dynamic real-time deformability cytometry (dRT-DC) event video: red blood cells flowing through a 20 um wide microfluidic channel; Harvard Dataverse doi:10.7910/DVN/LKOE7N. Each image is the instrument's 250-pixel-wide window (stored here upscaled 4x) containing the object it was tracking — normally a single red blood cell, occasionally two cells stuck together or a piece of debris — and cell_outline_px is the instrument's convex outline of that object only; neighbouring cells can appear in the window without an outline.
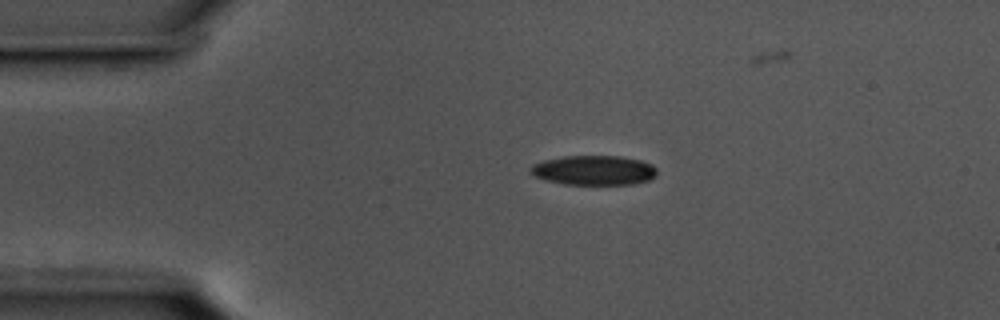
{"species": "common noctule bat (a hibernating species)", "species_latin": "Nyctalus noctula", "temperature_condition": "cold", "stored_images_in_passage": 2, "camera_frame_rate_fps": 3000, "um_per_image_px": 0.085, "animal": {"sex": "male", "body_mass_g": 17.5, "forearm_length_mm": 52.3}, "frame": {"image": 1, "passage_image": 1, "time_ms": 0.0, "image_size_px": [1000, 320], "cell_outline_px": [[652, 172], [648, 176], [624, 180], [572, 180], [540, 172], [540, 168], [552, 164], [636, 164], [648, 168]], "centroid_in_image_um": [50.73, 14.58], "position_along_channel_um": 34.3, "area_um2": 10.98}}